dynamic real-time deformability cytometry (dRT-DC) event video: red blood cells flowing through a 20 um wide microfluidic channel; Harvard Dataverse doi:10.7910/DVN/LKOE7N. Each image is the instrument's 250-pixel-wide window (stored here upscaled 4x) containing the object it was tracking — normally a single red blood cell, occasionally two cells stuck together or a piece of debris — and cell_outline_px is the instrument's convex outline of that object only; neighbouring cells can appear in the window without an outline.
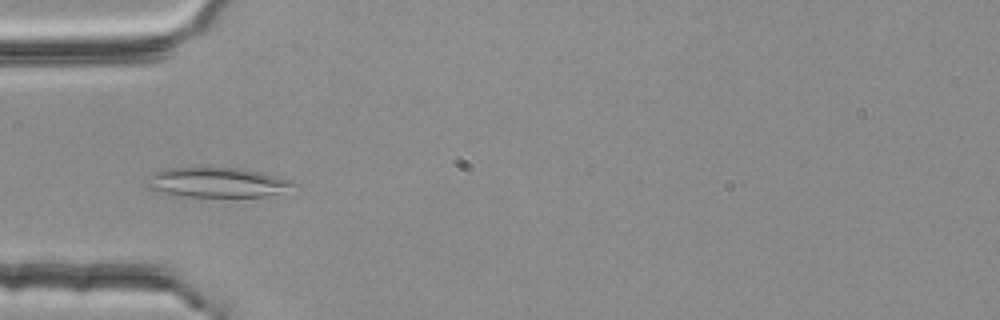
{"species": "common noctule bat (a hibernating species)", "species_latin": "Nyctalus noctula", "temperature_condition": "room temperature", "stored_images_in_passage": 52, "camera_frame_rate_fps": 3000, "um_per_image_px": 0.085, "animal": {"sex": "female", "body_mass_g": 25.1}, "frame": {"image": 1, "passage_image": 17, "time_ms": 5.333, "image_size_px": [1000, 320], "cell_outline_px": [[296, 184], [276, 192], [264, 196], [168, 196], [148, 188], [144, 184], [156, 172], [168, 168], [240, 168], [260, 172], [288, 180]], "centroid_in_image_um": [18.31, 15.51], "position_along_channel_um": 66.7, "area_um2": 24.8}}
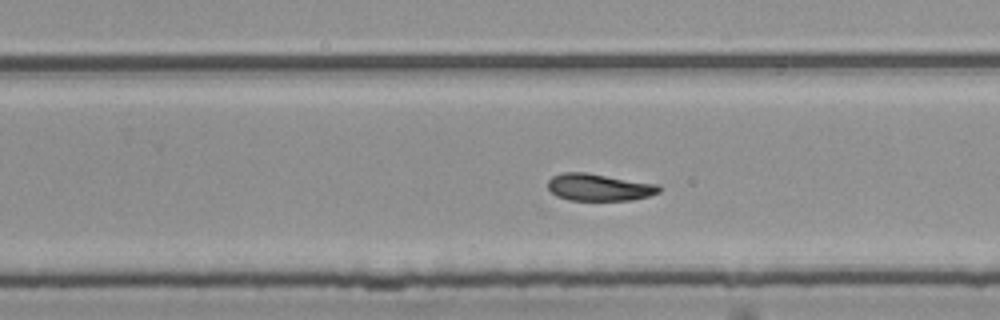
{"frame": {"image": 2, "passage_image": 34, "time_ms": 11.0, "image_size_px": [1000, 320], "cell_outline_px": [[660, 192], [648, 196], [632, 200], [568, 200], [556, 196], [548, 188], [548, 180], [552, 176], [564, 172], [588, 172], [656, 184], [660, 188]], "centroid_in_image_um": [50.89, 15.91], "position_along_channel_um": 278.9, "area_um2": 17.57}}
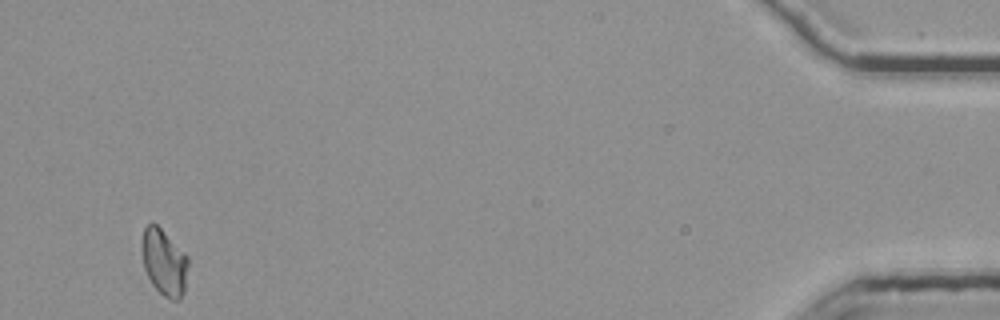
{"frame": {"image": 3, "passage_image": 52, "time_ms": 17.0, "image_size_px": [1000, 320], "cell_outline_px": [[188, 264], [184, 292], [180, 300], [172, 300], [164, 296], [152, 284], [144, 268], [140, 240], [144, 228], [152, 220], [188, 256]], "centroid_in_image_um": [13.93, 22.27], "position_along_channel_um": 421.3, "area_um2": 17.98}, "authors_computed_cell_mechanics": {"area_um2": 18.2937, "velocity_mm_per_s": 3.7549, "shape_relaxation_time_tau1_ms": 7.8412, "shape_relaxation_time_tau2_ms": 5.8071, "deformation_change_tau1": 0.1517, "deformation_change_tau2": 0.131}}